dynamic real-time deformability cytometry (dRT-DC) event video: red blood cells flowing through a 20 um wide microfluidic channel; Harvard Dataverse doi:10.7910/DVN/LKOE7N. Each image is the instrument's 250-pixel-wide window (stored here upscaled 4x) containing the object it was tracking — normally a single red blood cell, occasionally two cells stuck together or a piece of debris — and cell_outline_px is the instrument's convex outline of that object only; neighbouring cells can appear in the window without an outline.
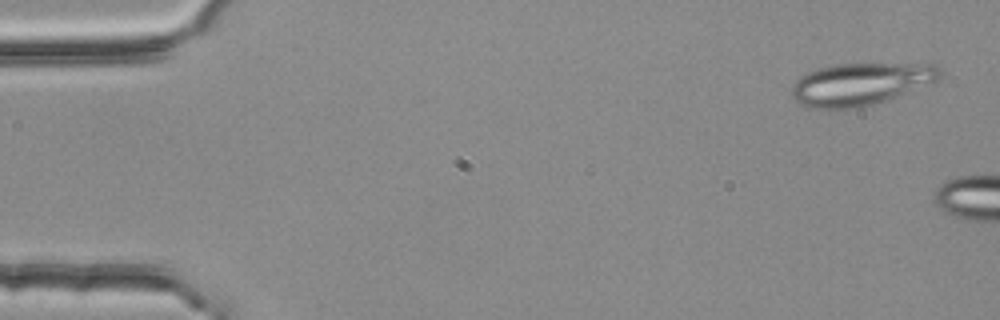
{"species": "common noctule bat (a hibernating species)", "species_latin": "Nyctalus noctula", "temperature_condition": "room temperature", "stored_images_in_passage": 7, "camera_frame_rate_fps": 3000, "um_per_image_px": 0.085, "animal": {"sex": "female", "body_mass_g": 25.1}, "frame": {"image": 1, "passage_image": 2, "time_ms": 0.333, "image_size_px": [1000, 320], "cell_outline_px": [[940, 76], [936, 80], [876, 104], [860, 108], [808, 108], [792, 100], [792, 84], [800, 76], [808, 72], [820, 68], [836, 64], [936, 64], [940, 68]], "centroid_in_image_um": [73.08, 7.15], "position_along_channel_um": 11.9, "area_um2": 36.24}}